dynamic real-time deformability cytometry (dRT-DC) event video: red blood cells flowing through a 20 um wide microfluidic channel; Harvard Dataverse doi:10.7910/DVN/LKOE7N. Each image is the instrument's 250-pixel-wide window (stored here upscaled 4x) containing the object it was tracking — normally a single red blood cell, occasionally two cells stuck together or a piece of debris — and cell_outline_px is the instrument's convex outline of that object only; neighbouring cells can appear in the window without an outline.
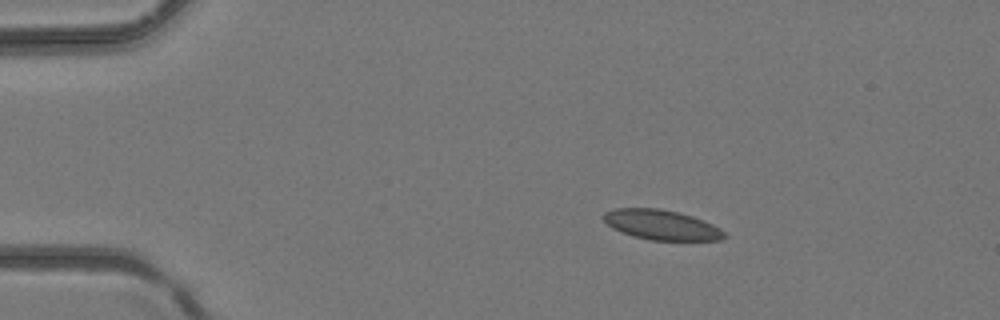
{"species": "common noctule bat (a hibernating species)", "species_latin": "Nyctalus noctula", "temperature_condition": "room temperature", "stored_images_in_passage": 36, "camera_frame_rate_fps": 3000, "um_per_image_px": 0.085, "animal": {"sex": "female", "body_mass_g": 24.6, "forearm_length_mm": 56.2}, "frame": {"image": 1, "passage_image": 1, "time_ms": 0.0, "image_size_px": [1000, 320], "cell_outline_px": [[728, 236], [720, 240], [652, 240], [636, 236], [612, 228], [600, 216], [604, 212], [616, 208], [660, 208], [680, 212], [704, 220], [720, 228]], "centroid_in_image_um": [56.24, 19.09], "position_along_channel_um": 28.8, "area_um2": 21.04}}
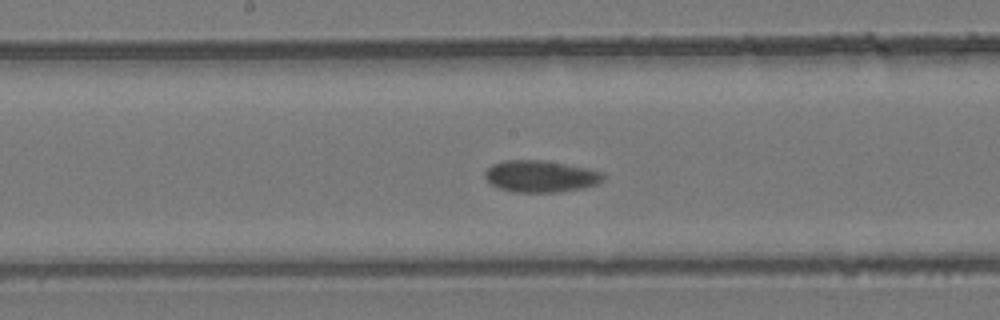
{"frame": {"image": 2, "passage_image": 16, "time_ms": 5.0, "image_size_px": [1000, 320], "cell_outline_px": [[604, 180], [596, 184], [584, 188], [556, 192], [512, 192], [500, 188], [492, 184], [484, 176], [484, 172], [492, 164], [504, 160], [544, 160], [588, 168], [600, 172], [604, 176]], "centroid_in_image_um": [45.94, 14.98], "position_along_channel_um": 202.3, "area_um2": 21.85}}
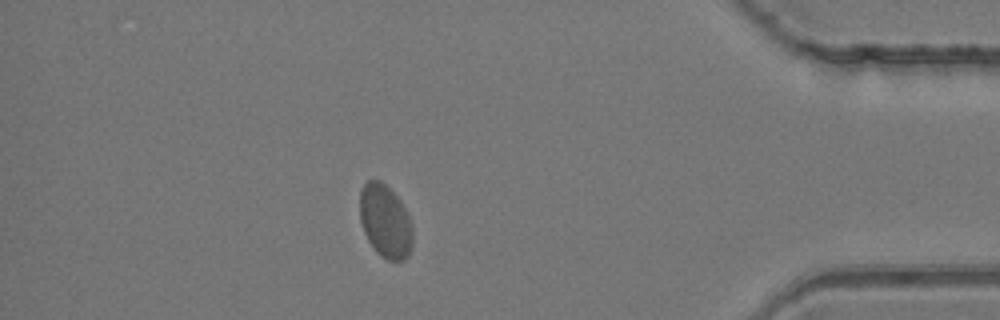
{"frame": {"image": 3, "passage_image": 31, "time_ms": 10.0, "image_size_px": [1000, 320], "cell_outline_px": [[412, 244], [408, 256], [404, 260], [388, 260], [380, 256], [376, 252], [368, 240], [364, 232], [360, 220], [360, 188], [368, 180], [380, 180], [400, 200], [408, 212], [412, 224]], "centroid_in_image_um": [32.75, 18.81], "position_along_channel_um": 402.5, "area_um2": 22.66}}